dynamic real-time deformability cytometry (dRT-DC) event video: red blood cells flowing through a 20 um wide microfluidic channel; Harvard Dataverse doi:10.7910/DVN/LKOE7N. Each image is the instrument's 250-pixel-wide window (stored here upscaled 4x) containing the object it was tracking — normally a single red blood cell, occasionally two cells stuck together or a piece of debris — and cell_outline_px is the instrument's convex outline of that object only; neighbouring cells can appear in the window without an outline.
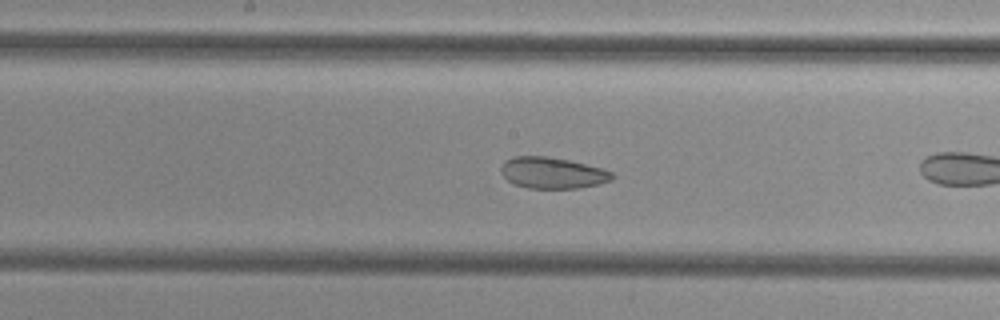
{"species": "common noctule bat (a hibernating species)", "species_latin": "Nyctalus noctula", "temperature_condition": "cold", "stored_images_in_passage": 13, "camera_frame_rate_fps": 3000, "um_per_image_px": 0.085, "animal": {"sex": "female", "body_mass_g": 29.2, "forearm_length_mm": 56.3}, "frame": {"image": 1, "passage_image": 11, "time_ms": 3.333, "image_size_px": [1000, 320], "cell_outline_px": [[616, 176], [612, 180], [600, 184], [576, 188], [528, 188], [516, 184], [508, 180], [500, 172], [500, 168], [504, 160], [512, 156], [548, 156], [568, 160], [604, 168], [612, 172]], "centroid_in_image_um": [46.98, 14.68], "position_along_channel_um": 201.2, "area_um2": 20.4}}